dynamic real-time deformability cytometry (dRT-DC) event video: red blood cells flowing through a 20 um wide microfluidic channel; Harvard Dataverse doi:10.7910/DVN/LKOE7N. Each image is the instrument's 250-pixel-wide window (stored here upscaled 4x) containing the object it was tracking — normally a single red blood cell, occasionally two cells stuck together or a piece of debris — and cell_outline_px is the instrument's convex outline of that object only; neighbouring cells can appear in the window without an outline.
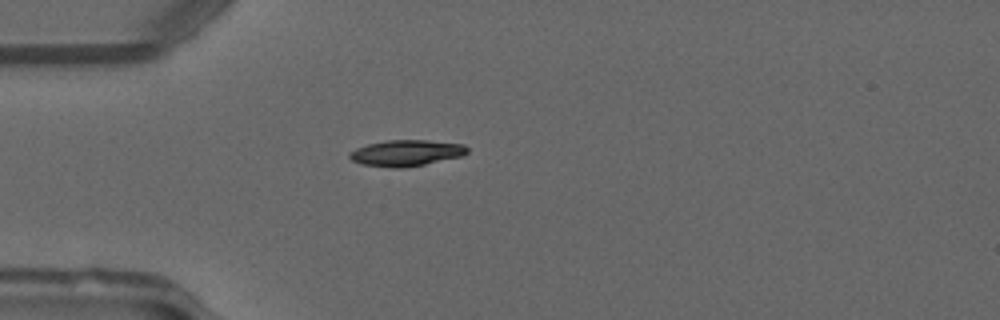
{"species": "common noctule bat (a hibernating species)", "species_latin": "Nyctalus noctula", "temperature_condition": "warm", "stored_images_in_passage": 41, "camera_frame_rate_fps": 3000, "um_per_image_px": 0.085, "animal": {"sex": "male", "forearm_length_mm": 52.5}, "frame": {"image": 1, "passage_image": 5, "time_ms": 1.333, "image_size_px": [1000, 320], "cell_outline_px": [[468, 152], [460, 156], [424, 164], [400, 168], [392, 168], [364, 164], [352, 160], [348, 156], [348, 152], [356, 148], [368, 144], [388, 140], [428, 140], [464, 144], [468, 148]], "centroid_in_image_um": [34.51, 12.99], "position_along_channel_um": 50.5, "area_um2": 17.74}}
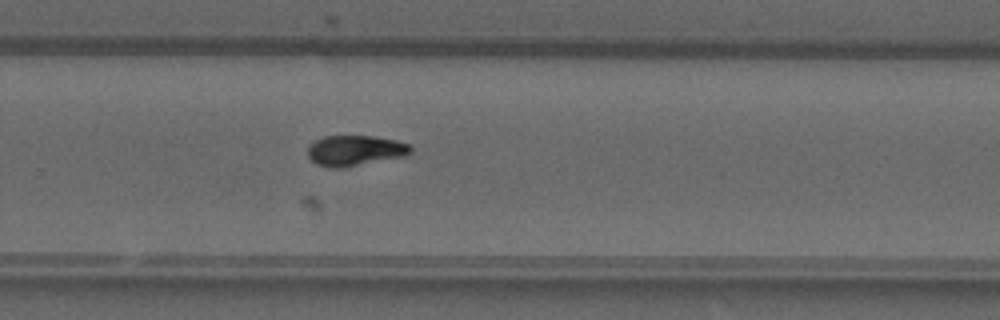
{"frame": {"image": 2, "passage_image": 24, "time_ms": 7.667, "image_size_px": [1000, 320], "cell_outline_px": [[412, 152], [408, 156], [344, 168], [332, 168], [316, 164], [308, 156], [308, 148], [316, 140], [324, 136], [372, 136], [396, 140], [408, 144], [412, 148]], "centroid_in_image_um": [30.22, 12.81], "position_along_channel_um": 299.6, "area_um2": 18.44}}
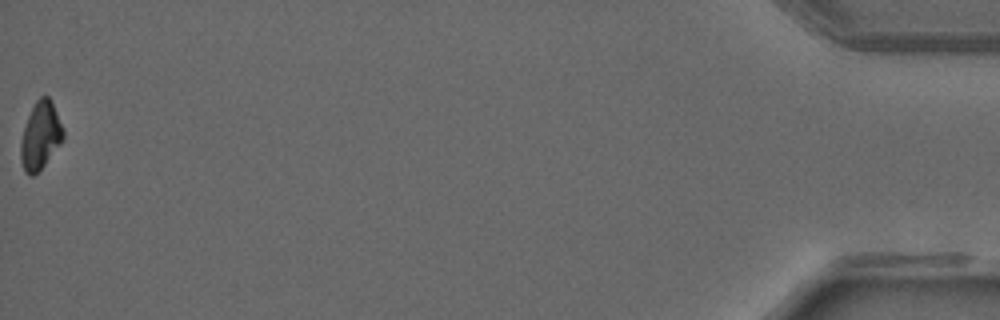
{"frame": {"image": 3, "passage_image": 41, "time_ms": 13.333, "image_size_px": [1000, 320], "cell_outline_px": [[64, 140], [44, 164], [32, 176], [28, 176], [24, 172], [20, 160], [20, 140], [28, 116], [36, 100], [40, 96], [48, 96], [52, 100], [64, 128]], "centroid_in_image_um": [3.44, 11.52], "position_along_channel_um": 431.8, "area_um2": 16.88}, "authors_computed_cell_mechanics": {"area_um2": 17.8602, "velocity_mm_per_s": 4.1203, "shape_relaxation_time_tau1_ms": 6.4169, "shape_relaxation_time_tau2_ms": null, "deformation_change_tau1": 0.1957, "deformation_change_tau2": null}}